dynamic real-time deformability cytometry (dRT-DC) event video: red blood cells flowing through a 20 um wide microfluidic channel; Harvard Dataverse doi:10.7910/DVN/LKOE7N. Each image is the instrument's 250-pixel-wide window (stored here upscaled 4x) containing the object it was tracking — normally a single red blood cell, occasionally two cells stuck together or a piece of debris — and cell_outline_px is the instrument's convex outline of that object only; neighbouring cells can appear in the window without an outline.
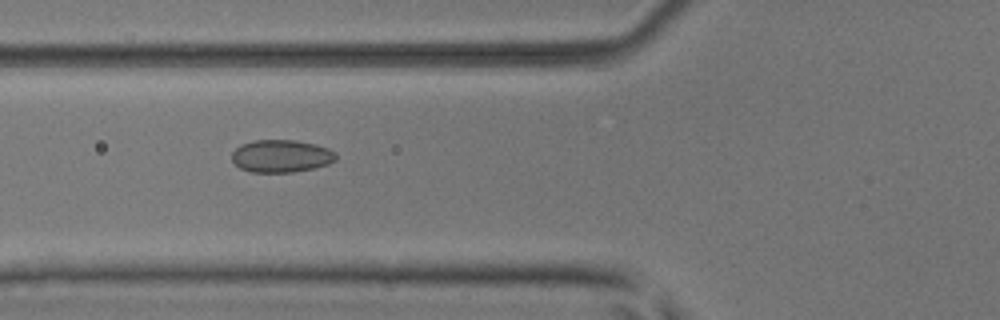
{"species": "common noctule bat (a hibernating species)", "species_latin": "Nyctalus noctula", "temperature_condition": "room temperature", "stored_images_in_passage": 45, "camera_frame_rate_fps": 3000, "um_per_image_px": 0.085, "animal": {"sex": "male", "body_mass_g": 17.9, "forearm_length_mm": 54.2}, "frame": {"image": 1, "passage_image": 14, "time_ms": 4.333, "image_size_px": [1000, 320], "cell_outline_px": [[336, 160], [328, 164], [312, 168], [292, 172], [252, 172], [240, 168], [232, 160], [232, 152], [240, 144], [252, 140], [296, 140], [316, 144], [328, 148], [336, 152]], "centroid_in_image_um": [23.9, 13.25], "position_along_channel_um": 101.9, "area_um2": 19.83}}
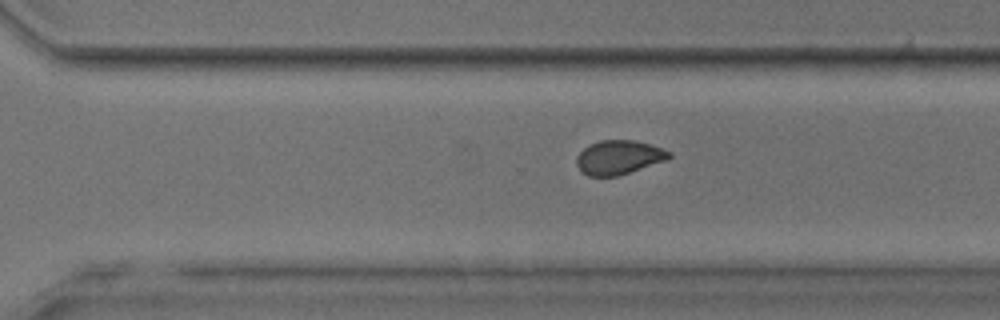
{"frame": {"image": 2, "passage_image": 30, "time_ms": 9.667, "image_size_px": [1000, 320], "cell_outline_px": [[672, 156], [668, 160], [616, 176], [588, 176], [576, 164], [576, 156], [588, 144], [600, 140], [636, 140], [672, 152]], "centroid_in_image_um": [52.6, 13.36], "position_along_channel_um": 318.0, "area_um2": 18.32}}
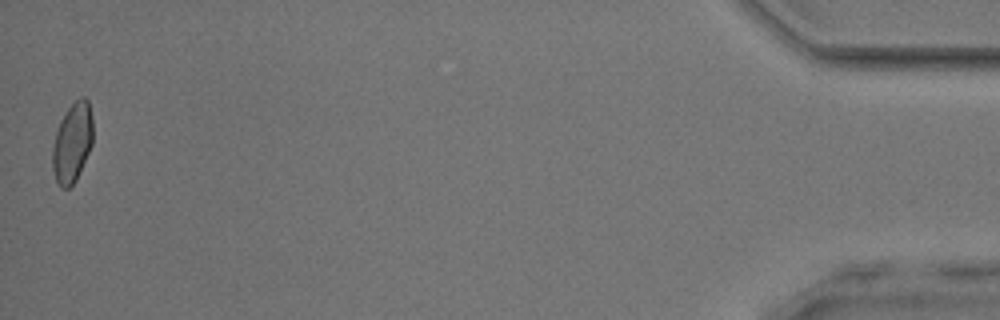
{"frame": {"image": 3, "passage_image": 45, "time_ms": 14.667, "image_size_px": [1000, 320], "cell_outline_px": [[92, 144], [76, 180], [68, 188], [60, 188], [56, 180], [52, 168], [52, 148], [56, 132], [60, 120], [68, 108], [80, 96], [84, 96], [88, 100], [92, 116]], "centroid_in_image_um": [6.14, 12.11], "position_along_channel_um": 429.1, "area_um2": 18.73}, "authors_computed_cell_mechanics": {"area_um2": 19.0162, "velocity_mm_per_s": 4.0559, "shape_relaxation_time_tau1_ms": null, "shape_relaxation_time_tau2_ms": 0.9852, "deformation_change_tau1": null, "deformation_change_tau2": 0.0529}}